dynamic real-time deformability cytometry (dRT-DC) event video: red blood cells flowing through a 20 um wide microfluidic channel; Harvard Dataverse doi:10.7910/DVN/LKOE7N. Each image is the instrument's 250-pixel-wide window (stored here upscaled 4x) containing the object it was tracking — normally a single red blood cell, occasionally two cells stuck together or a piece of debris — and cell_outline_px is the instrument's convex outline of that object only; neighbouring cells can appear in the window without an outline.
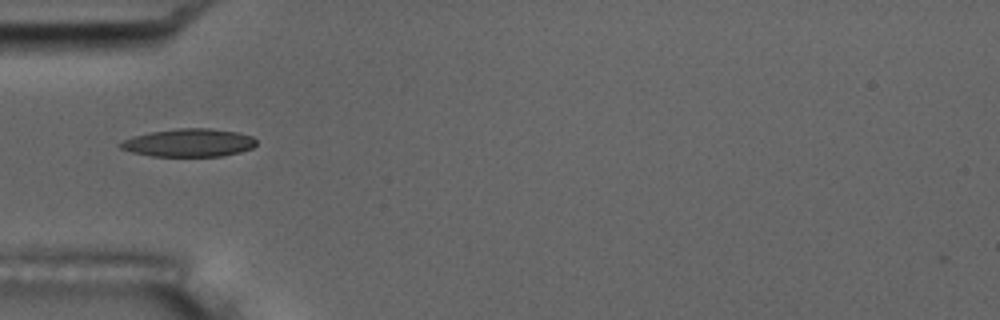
{"species": "common noctule bat (a hibernating species)", "species_latin": "Nyctalus noctula", "temperature_condition": "room temperature", "stored_images_in_passage": 38, "camera_frame_rate_fps": 3000, "um_per_image_px": 0.085, "animal": {"sex": "male", "body_mass_g": 17.5, "forearm_length_mm": 52.3}, "frame": {"image": 1, "passage_image": 2, "time_ms": 0.333, "image_size_px": [1000, 320], "cell_outline_px": [[256, 144], [252, 148], [240, 152], [224, 156], [152, 156], [132, 152], [120, 148], [120, 144], [124, 140], [132, 136], [152, 132], [176, 128], [208, 128], [236, 132], [252, 136], [256, 140]], "centroid_in_image_um": [16.07, 12.13], "position_along_channel_um": 68.9, "area_um2": 22.08}}
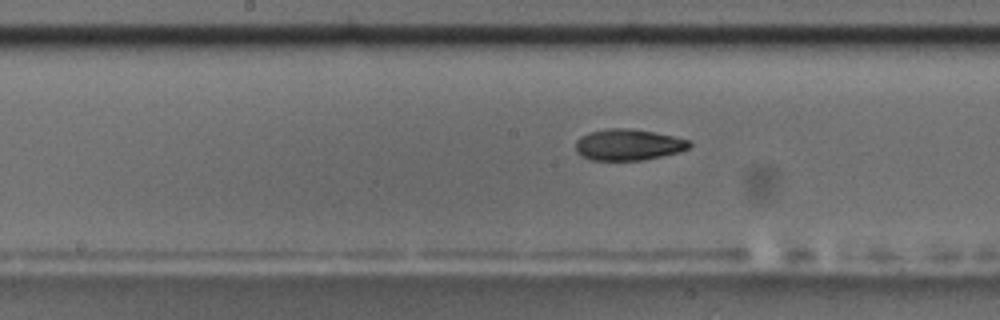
{"frame": {"image": 2, "passage_image": 12, "time_ms": 3.667, "image_size_px": [1000, 320], "cell_outline_px": [[692, 144], [688, 148], [680, 152], [644, 160], [592, 160], [580, 156], [576, 152], [576, 140], [580, 136], [588, 132], [604, 128], [628, 128], [652, 132], [672, 136], [688, 140]], "centroid_in_image_um": [53.36, 12.3], "position_along_channel_um": 194.8, "area_um2": 20.81}, "authors_computed_cell_mechanics": {"area_um2": 20.9814, "velocity_mm_per_s": 3.7717, "shape_relaxation_time_tau1_ms": 7.0471, "shape_relaxation_time_tau2_ms": 3.3624, "deformation_change_tau1": 0.1977, "deformation_change_tau2": 0.0937}}